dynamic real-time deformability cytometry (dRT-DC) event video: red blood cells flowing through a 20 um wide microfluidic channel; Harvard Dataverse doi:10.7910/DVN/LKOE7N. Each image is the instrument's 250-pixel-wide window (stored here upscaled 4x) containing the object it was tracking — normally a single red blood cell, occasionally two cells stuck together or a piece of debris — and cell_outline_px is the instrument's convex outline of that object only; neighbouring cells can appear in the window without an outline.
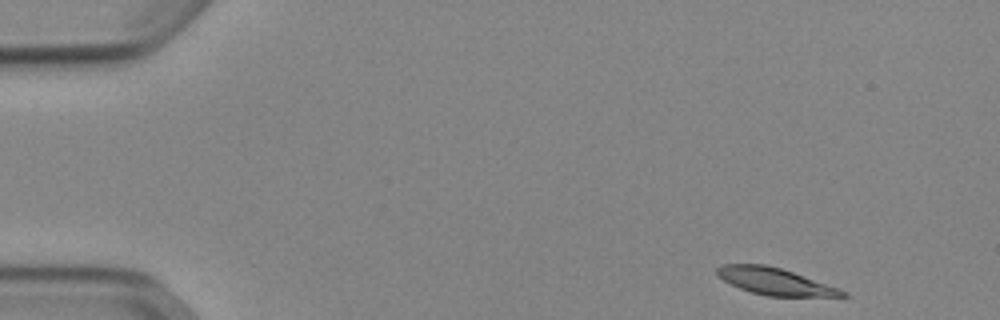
{"species": "Egyptian fruit bat (a non-hibernating species)", "species_latin": "Rousettus aegyptiacus", "temperature_condition": "cold", "stored_images_in_passage": 48, "camera_frame_rate_fps": 3000, "um_per_image_px": 0.085, "animal": {"sex": "female"}, "frame": {"image": 1, "passage_image": 1, "time_ms": 0.0, "image_size_px": [1000, 320], "cell_outline_px": [[848, 296], [764, 296], [740, 288], [724, 280], [716, 272], [716, 268], [720, 264], [764, 264], [780, 268], [840, 288], [848, 292]], "centroid_in_image_um": [65.88, 23.92], "position_along_channel_um": 19.1, "area_um2": 19.42}}
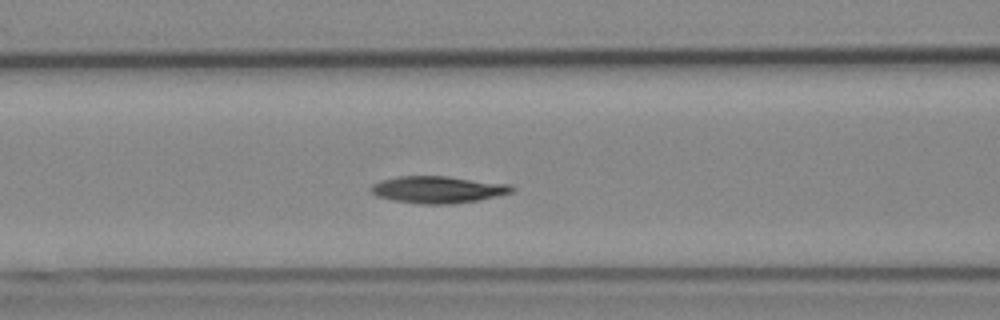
{"frame": {"image": 2, "passage_image": 18, "time_ms": 5.667, "image_size_px": [1000, 320], "cell_outline_px": [[516, 188], [512, 192], [480, 200], [452, 204], [420, 204], [392, 200], [376, 196], [368, 188], [372, 184], [380, 180], [400, 176], [448, 176], [512, 184]], "centroid_in_image_um": [37.23, 16.11], "position_along_channel_um": 129.4, "area_um2": 22.43}}
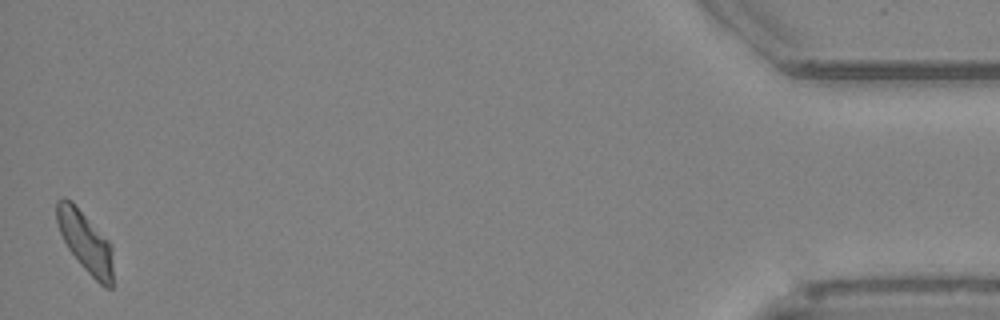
{"frame": {"image": 3, "passage_image": 48, "time_ms": 15.667, "image_size_px": [1000, 320], "cell_outline_px": [[112, 288], [104, 288], [80, 264], [68, 248], [60, 232], [56, 220], [56, 200], [64, 196], [72, 200], [112, 244]], "centroid_in_image_um": [7.25, 20.51], "position_along_channel_um": 428.0, "area_um2": 20.06}, "authors_computed_cell_mechanics": {"area_um2": 21.1837, "velocity_mm_per_s": 3.8425, "shape_relaxation_time_tau1_ms": 3.3722, "shape_relaxation_time_tau2_ms": 7.0429, "deformation_change_tau1": 0.1363, "deformation_change_tau2": 0.1308}}